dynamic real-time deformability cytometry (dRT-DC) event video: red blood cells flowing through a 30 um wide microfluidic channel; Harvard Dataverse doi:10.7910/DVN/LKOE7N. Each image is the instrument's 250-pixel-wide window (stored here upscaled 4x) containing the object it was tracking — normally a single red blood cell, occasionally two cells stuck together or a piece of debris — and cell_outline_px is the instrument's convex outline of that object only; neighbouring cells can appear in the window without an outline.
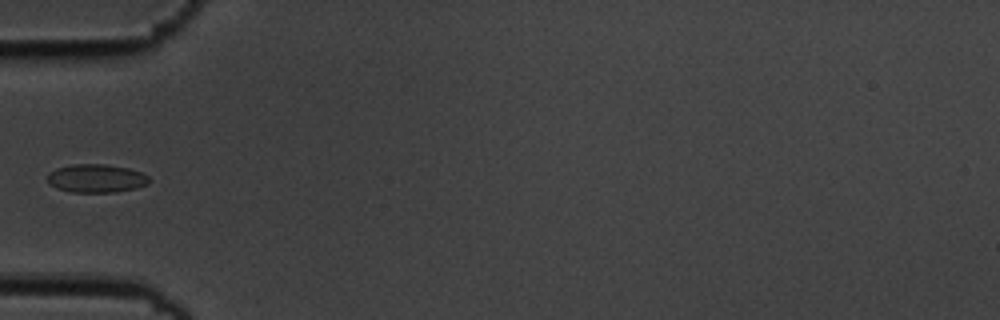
{"species": "common noctule bat (a hibernating species)", "species_latin": "Nyctalus noctula", "temperature_condition": "cold", "stored_images_in_passage": 6, "camera_frame_rate_fps": 3000, "um_per_image_px": 0.085, "animal": {"sex": "male", "body_mass_g": 19.5, "forearm_length_mm": 54.6}, "frame": {"image": 1, "passage_image": 5, "time_ms": 1.333, "image_size_px": [1000, 320], "cell_outline_px": [[152, 180], [148, 184], [136, 188], [116, 192], [72, 192], [56, 188], [48, 184], [48, 172], [56, 168], [72, 164], [104, 164], [128, 168], [140, 172], [148, 176]], "centroid_in_image_um": [8.18, 15.16], "position_along_channel_um": 76.8, "area_um2": 16.94}}
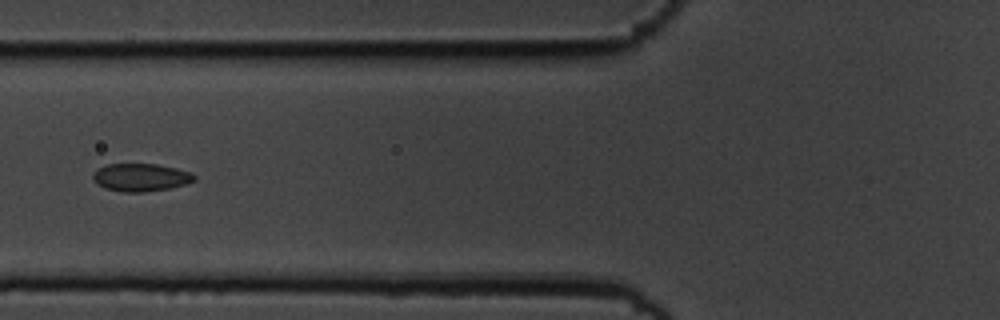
{"frame": {"image": 2, "passage_image": 6, "time_ms": 1.667, "image_size_px": [1000, 320], "cell_outline_px": [[196, 180], [184, 184], [168, 188], [144, 192], [124, 192], [104, 188], [96, 184], [92, 180], [92, 172], [108, 164], [156, 164], [176, 168], [192, 172], [196, 176]], "centroid_in_image_um": [11.94, 15.07], "position_along_channel_um": 113.9, "area_um2": 16.47}}